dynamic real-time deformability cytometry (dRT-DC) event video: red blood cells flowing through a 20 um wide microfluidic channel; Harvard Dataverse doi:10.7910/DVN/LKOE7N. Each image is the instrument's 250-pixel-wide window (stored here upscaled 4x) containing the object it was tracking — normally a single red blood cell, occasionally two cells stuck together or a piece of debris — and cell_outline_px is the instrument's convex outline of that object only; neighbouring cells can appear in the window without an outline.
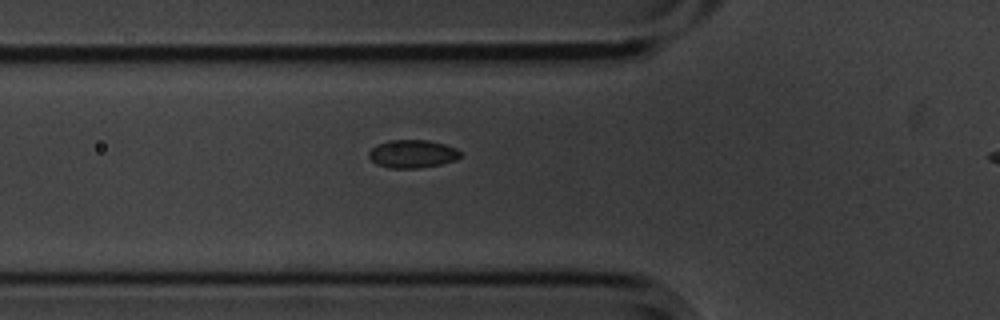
{"species": "common noctule bat (a hibernating species)", "species_latin": "Nyctalus noctula", "temperature_condition": "cold", "stored_images_in_passage": 40, "segment_of_instrument_passage": [1, 2], "camera_frame_rate_fps": 3000, "um_per_image_px": 0.085, "animal": {"sex": "male", "body_mass_g": 20.1, "forearm_length_mm": 53.5}, "frame": {"image": 1, "passage_image": 10, "time_ms": 3.0, "image_size_px": [1000, 320], "cell_outline_px": [[460, 156], [456, 160], [440, 164], [420, 168], [392, 168], [376, 164], [368, 156], [368, 152], [376, 144], [388, 140], [428, 140], [444, 144], [456, 148], [460, 152]], "centroid_in_image_um": [35.04, 13.07], "position_along_channel_um": 90.8, "area_um2": 14.97}}
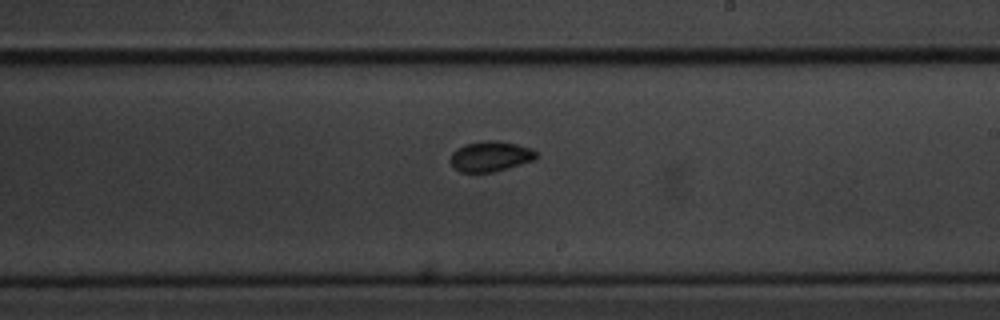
{"frame": {"image": 2, "passage_image": 23, "time_ms": 7.333, "image_size_px": [1000, 320], "cell_outline_px": [[540, 156], [536, 160], [508, 168], [492, 172], [460, 172], [452, 168], [448, 160], [452, 152], [456, 148], [464, 144], [480, 140], [496, 140], [516, 144], [532, 148]], "centroid_in_image_um": [41.67, 13.28], "position_along_channel_um": 247.3, "area_um2": 15.66}}
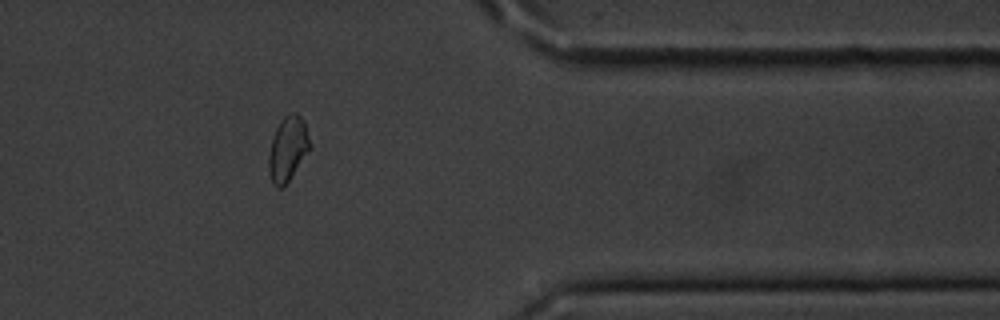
{"frame": {"image": 3, "passage_image": 36, "time_ms": 11.667, "image_size_px": [1000, 320], "cell_outline_px": [[312, 148], [284, 188], [276, 188], [272, 180], [268, 168], [268, 156], [272, 140], [276, 128], [280, 120], [284, 116], [292, 112], [296, 112], [304, 120], [312, 144]], "centroid_in_image_um": [24.5, 12.65], "position_along_channel_um": 386.9, "area_um2": 15.9}}